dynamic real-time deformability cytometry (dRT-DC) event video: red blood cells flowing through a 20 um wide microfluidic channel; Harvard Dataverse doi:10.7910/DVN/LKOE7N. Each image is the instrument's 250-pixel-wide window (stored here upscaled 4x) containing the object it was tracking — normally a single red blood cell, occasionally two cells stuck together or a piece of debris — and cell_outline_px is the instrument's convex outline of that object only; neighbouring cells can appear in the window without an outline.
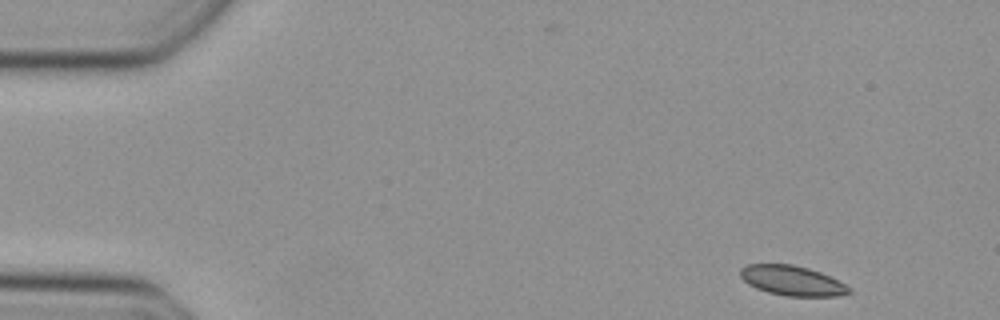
{"species": "Egyptian fruit bat (a non-hibernating species)", "species_latin": "Rousettus aegyptiacus", "temperature_condition": "cold", "stored_images_in_passage": 45, "camera_frame_rate_fps": 3000, "um_per_image_px": 0.085, "animal": {"sex": "female"}, "frame": {"image": 1, "passage_image": 1, "time_ms": 0.0, "image_size_px": [1000, 320], "cell_outline_px": [[852, 292], [840, 296], [788, 296], [768, 292], [756, 288], [748, 284], [740, 276], [740, 268], [748, 264], [792, 264], [808, 268], [820, 272], [852, 288]], "centroid_in_image_um": [67.33, 23.85], "position_along_channel_um": 17.7, "area_um2": 18.84}}
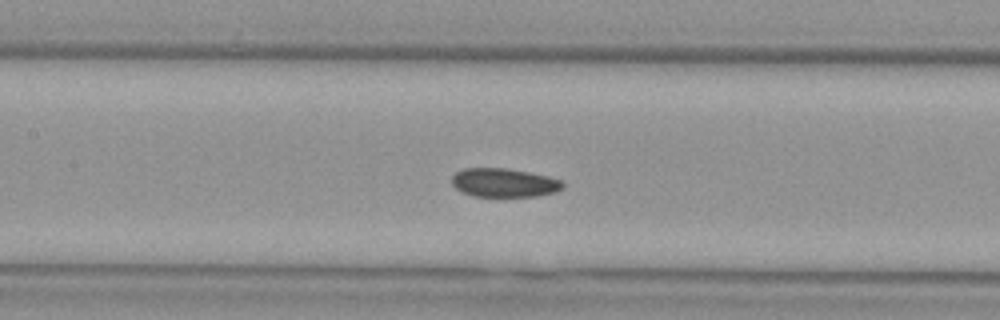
{"frame": {"image": 2, "passage_image": 19, "time_ms": 6.0, "image_size_px": [1000, 320], "cell_outline_px": [[564, 188], [556, 192], [536, 196], [472, 196], [456, 188], [452, 184], [452, 176], [456, 172], [464, 168], [508, 168], [548, 176], [564, 180]], "centroid_in_image_um": [42.89, 15.52], "position_along_channel_um": 164.5, "area_um2": 18.67}}
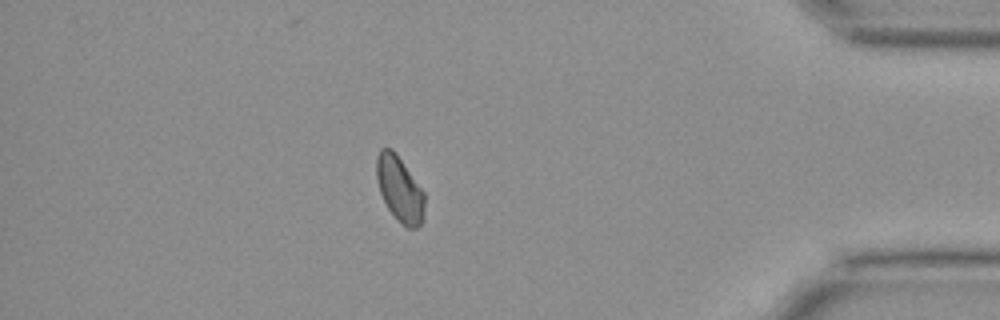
{"frame": {"image": 3, "passage_image": 39, "time_ms": 12.667, "image_size_px": [1000, 320], "cell_outline_px": [[424, 216], [420, 224], [416, 228], [408, 228], [400, 224], [396, 220], [388, 208], [380, 192], [376, 176], [376, 156], [380, 148], [392, 148], [396, 152], [424, 192]], "centroid_in_image_um": [33.96, 16.06], "position_along_channel_um": 401.2, "area_um2": 18.44}}